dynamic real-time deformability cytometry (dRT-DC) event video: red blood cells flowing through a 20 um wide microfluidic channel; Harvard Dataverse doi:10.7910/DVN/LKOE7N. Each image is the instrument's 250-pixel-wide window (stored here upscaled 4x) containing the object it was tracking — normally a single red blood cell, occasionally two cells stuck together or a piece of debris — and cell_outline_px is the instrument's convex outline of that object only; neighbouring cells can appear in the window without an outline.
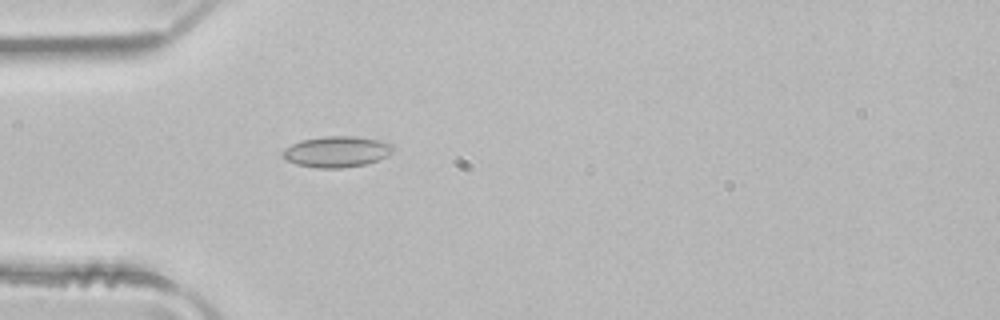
{"species": "common noctule bat (a hibernating species)", "species_latin": "Nyctalus noctula", "temperature_condition": "room temperature", "stored_images_in_passage": 1, "camera_frame_rate_fps": 3000, "um_per_image_px": 0.085, "animal": {"sex": "male", "body_mass_g": 21.5, "forearm_length_mm": 52.0}, "frame": {"image": 1, "passage_image": 1, "time_ms": 0.0, "image_size_px": [1000, 320], "cell_outline_px": [[392, 152], [388, 156], [364, 164], [340, 168], [316, 168], [296, 164], [284, 160], [280, 152], [284, 148], [300, 140], [324, 136], [356, 136], [376, 140], [392, 144]], "centroid_in_image_um": [28.54, 12.89], "position_along_channel_um": 56.5, "area_um2": 19.94}}